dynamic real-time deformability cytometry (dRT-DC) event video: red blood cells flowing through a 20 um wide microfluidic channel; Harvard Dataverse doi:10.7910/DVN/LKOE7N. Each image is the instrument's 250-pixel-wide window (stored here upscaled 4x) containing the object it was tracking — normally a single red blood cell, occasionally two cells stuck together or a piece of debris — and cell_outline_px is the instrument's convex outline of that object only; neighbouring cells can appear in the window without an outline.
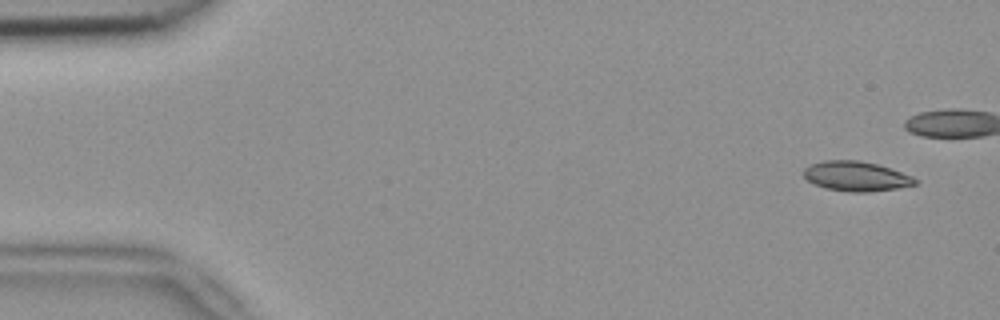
{"species": "common noctule bat (a hibernating species)", "species_latin": "Nyctalus noctula", "temperature_condition": "room temperature", "stored_images_in_passage": 5, "camera_frame_rate_fps": 3000, "um_per_image_px": 0.085, "animal": {"sex": "female", "body_mass_g": 18.4}, "frame": {"image": 1, "passage_image": 1, "time_ms": 0.0, "image_size_px": [1000, 320], "cell_outline_px": [[920, 180], [916, 184], [896, 188], [868, 192], [852, 192], [824, 188], [808, 180], [804, 176], [804, 168], [812, 164], [824, 160], [860, 160], [876, 164], [912, 176]], "centroid_in_image_um": [72.78, 14.98], "position_along_channel_um": 12.2, "area_um2": 19.13}}